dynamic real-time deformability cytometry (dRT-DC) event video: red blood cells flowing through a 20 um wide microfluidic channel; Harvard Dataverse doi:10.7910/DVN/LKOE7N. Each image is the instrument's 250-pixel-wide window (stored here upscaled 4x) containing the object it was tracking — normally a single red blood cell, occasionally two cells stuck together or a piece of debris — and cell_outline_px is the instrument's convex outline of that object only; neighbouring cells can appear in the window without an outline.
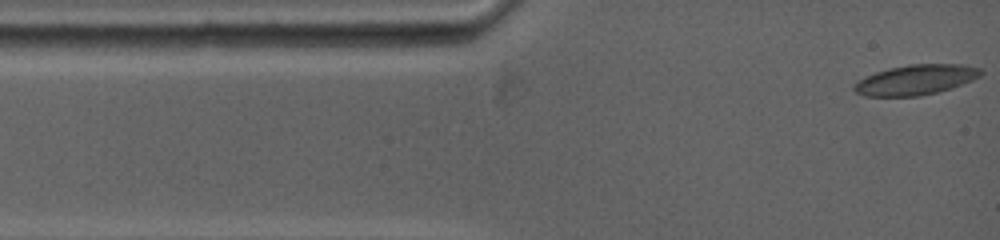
{"species": "common noctule bat (a hibernating species)", "species_latin": "Nyctalus noctula", "temperature_condition": "warm", "stored_images_in_passage": 21, "camera_frame_rate_fps": 5000, "um_per_image_px": 0.085, "animal": {"sex": "female", "body_mass_g": 19.0, "forearm_length_mm": 53.3}, "frame": {"image": 1, "passage_image": 1, "time_ms": 0.0, "image_size_px": [1000, 240], "cell_outline_px": [[984, 72], [980, 76], [972, 80], [936, 92], [920, 96], [864, 96], [856, 92], [852, 88], [852, 84], [864, 76], [888, 68], [908, 64], [960, 64], [980, 68]], "centroid_in_image_um": [77.78, 6.77], "position_along_channel_um": 7.2, "area_um2": 22.2}}
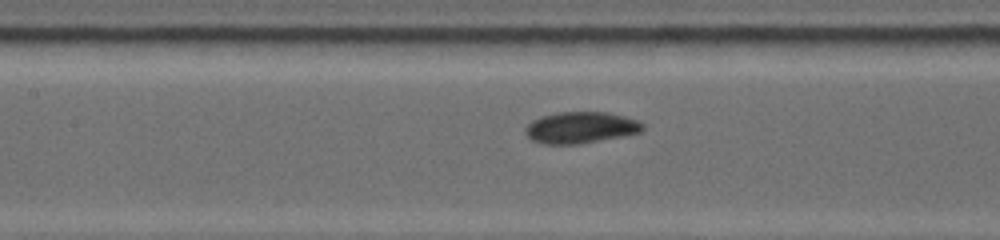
{"frame": {"image": 2, "passage_image": 12, "time_ms": 5.2, "image_size_px": [1000, 240], "cell_outline_px": [[644, 128], [640, 132], [624, 136], [580, 144], [544, 144], [532, 140], [524, 132], [524, 128], [532, 120], [540, 116], [556, 112], [608, 112], [640, 120], [644, 124]], "centroid_in_image_um": [49.36, 10.84], "position_along_channel_um": 158.0, "area_um2": 21.79}}
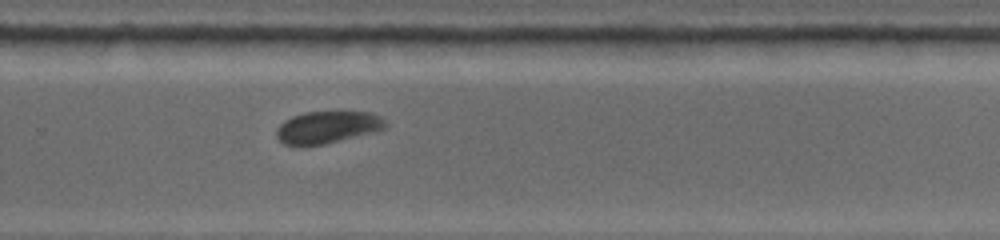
{"frame": {"image": 3, "passage_image": 21, "time_ms": 9.0, "image_size_px": [1000, 240], "cell_outline_px": [[388, 124], [384, 128], [376, 132], [324, 144], [300, 148], [296, 148], [284, 144], [276, 136], [276, 132], [280, 124], [284, 120], [292, 116], [304, 112], [372, 112], [380, 116]], "centroid_in_image_um": [27.8, 10.84], "position_along_channel_um": 302.0, "area_um2": 20.87}}